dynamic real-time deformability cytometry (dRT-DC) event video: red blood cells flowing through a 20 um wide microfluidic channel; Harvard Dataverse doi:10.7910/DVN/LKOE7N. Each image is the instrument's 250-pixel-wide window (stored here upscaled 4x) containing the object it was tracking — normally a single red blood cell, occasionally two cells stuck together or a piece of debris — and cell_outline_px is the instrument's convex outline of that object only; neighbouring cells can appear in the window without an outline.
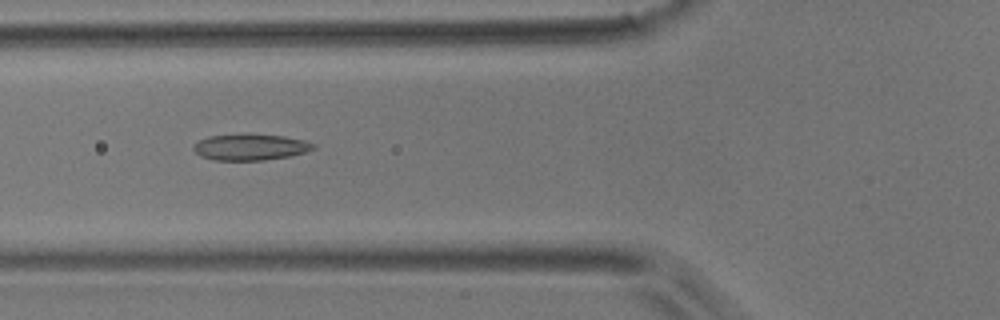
{"species": "common noctule bat (a hibernating species)", "species_latin": "Nyctalus noctula", "temperature_condition": "room temperature", "stored_images_in_passage": 6, "camera_frame_rate_fps": 3000, "um_per_image_px": 0.085, "animal": {"sex": "male", "body_mass_g": 17.9}, "frame": {"image": 1, "passage_image": 5, "time_ms": 4.333, "image_size_px": [1000, 320], "cell_outline_px": [[316, 148], [292, 156], [264, 160], [212, 160], [200, 156], [192, 148], [200, 140], [208, 136], [284, 136], [304, 140], [316, 144]], "centroid_in_image_um": [21.32, 12.54], "position_along_channel_um": 104.5, "area_um2": 17.69}}
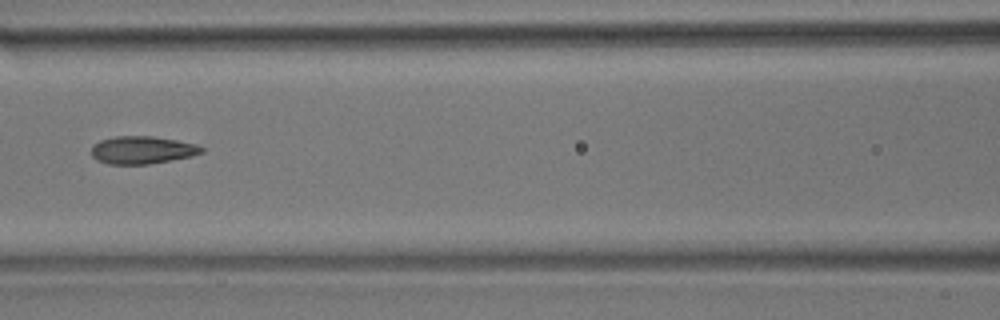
{"frame": {"image": 2, "passage_image": 6, "time_ms": 5.667, "image_size_px": [1000, 320], "cell_outline_px": [[204, 152], [192, 156], [148, 164], [108, 164], [96, 160], [92, 156], [92, 144], [100, 140], [116, 136], [152, 136], [176, 140], [196, 144], [204, 148]], "centroid_in_image_um": [12.07, 12.75], "position_along_channel_um": 154.5, "area_um2": 17.8}}